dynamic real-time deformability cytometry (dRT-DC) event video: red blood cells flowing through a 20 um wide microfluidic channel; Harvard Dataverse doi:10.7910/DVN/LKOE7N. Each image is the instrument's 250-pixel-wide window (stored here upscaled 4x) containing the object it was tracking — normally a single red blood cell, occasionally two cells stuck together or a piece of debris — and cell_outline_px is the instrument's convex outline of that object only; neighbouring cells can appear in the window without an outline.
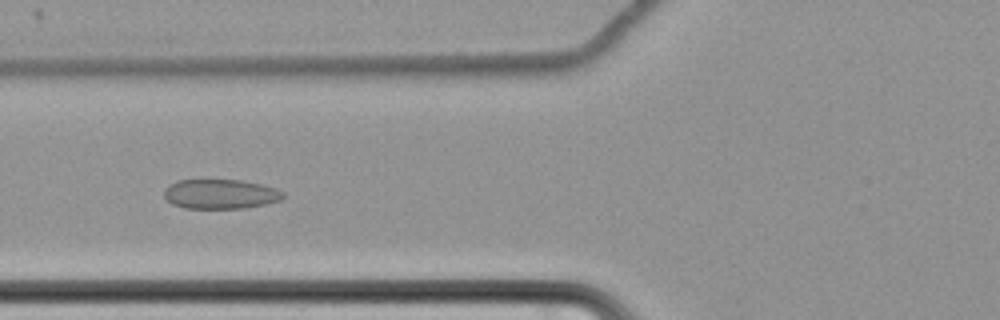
{"species": "common noctule bat (a hibernating species)", "species_latin": "Nyctalus noctula", "temperature_condition": "cold", "stored_images_in_passage": 59, "camera_frame_rate_fps": 3000, "um_per_image_px": 0.085, "animal": {"sex": "female", "body_mass_g": 22.7, "forearm_length_mm": 54.2}, "frame": {"image": 1, "passage_image": 23, "time_ms": 7.333, "image_size_px": [1000, 320], "cell_outline_px": [[284, 196], [280, 200], [264, 204], [244, 208], [184, 208], [172, 204], [164, 196], [164, 188], [168, 184], [176, 180], [200, 176], [240, 180], [260, 184], [276, 188], [284, 192]], "centroid_in_image_um": [18.65, 16.43], "position_along_channel_um": 107.2, "area_um2": 21.44}}
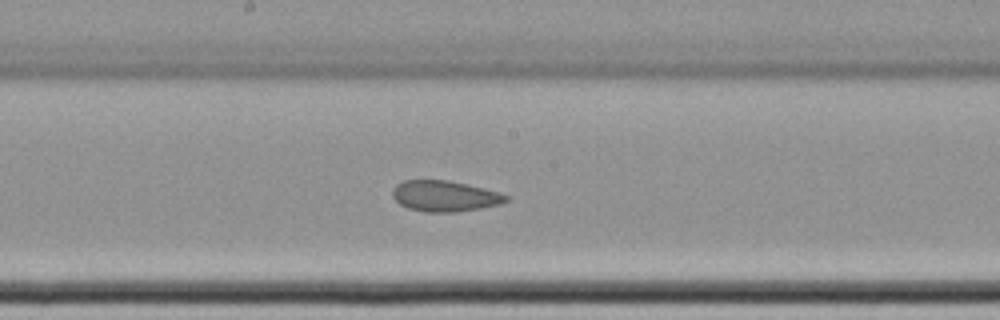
{"frame": {"image": 2, "passage_image": 32, "time_ms": 10.333, "image_size_px": [1000, 320], "cell_outline_px": [[512, 196], [508, 200], [500, 204], [480, 208], [456, 212], [424, 212], [408, 208], [400, 204], [392, 196], [392, 192], [396, 184], [404, 180], [448, 180], [484, 188], [500, 192]], "centroid_in_image_um": [37.83, 16.66], "position_along_channel_um": 210.4, "area_um2": 20.52}}
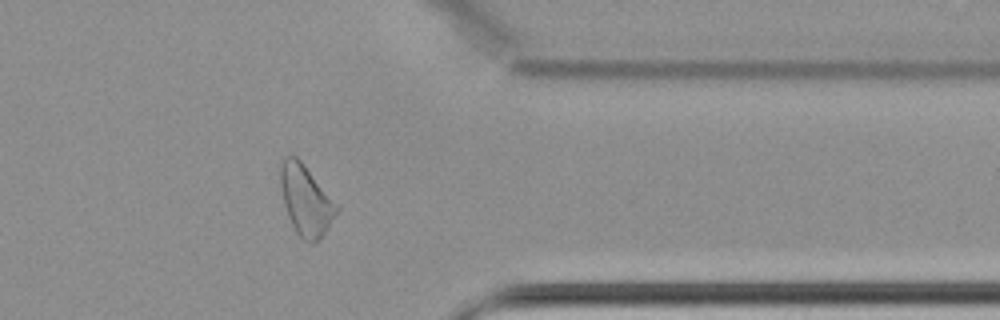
{"frame": {"image": 3, "passage_image": 48, "time_ms": 15.667, "image_size_px": [1000, 320], "cell_outline_px": [[340, 208], [324, 232], [312, 244], [304, 240], [296, 232], [288, 216], [284, 204], [280, 184], [280, 160], [284, 156], [296, 156], [304, 164], [340, 204]], "centroid_in_image_um": [26.01, 16.97], "position_along_channel_um": 385.4, "area_um2": 23.12}, "authors_computed_cell_mechanics": {"area_um2": 23.0044, "velocity_mm_per_s": 3.4447, "shape_relaxation_time_tau1_ms": null, "shape_relaxation_time_tau2_ms": 6.5452, "deformation_change_tau1": null, "deformation_change_tau2": 0.1035}}